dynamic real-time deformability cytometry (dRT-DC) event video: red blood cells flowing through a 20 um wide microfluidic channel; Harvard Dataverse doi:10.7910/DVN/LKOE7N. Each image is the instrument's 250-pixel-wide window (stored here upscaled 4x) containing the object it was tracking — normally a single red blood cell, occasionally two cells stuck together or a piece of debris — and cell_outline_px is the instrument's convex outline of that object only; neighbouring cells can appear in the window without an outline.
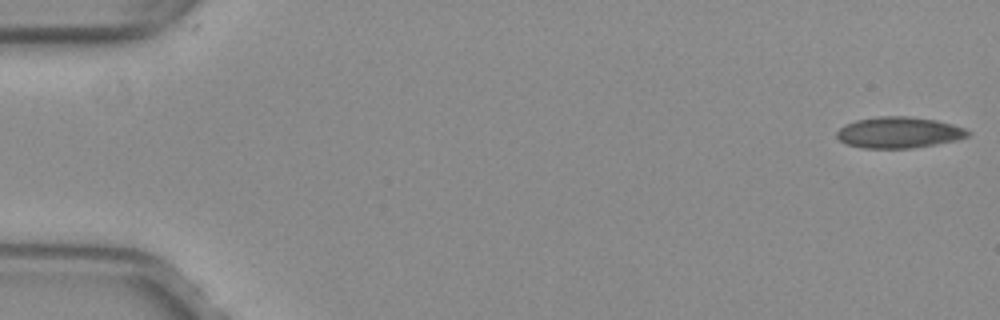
{"species": "common noctule bat (a hibernating species)", "species_latin": "Nyctalus noctula", "temperature_condition": "warm", "stored_images_in_passage": 51, "camera_frame_rate_fps": 3000, "um_per_image_px": 0.085, "animal": {"sex": "female", "body_mass_g": 29.2, "forearm_length_mm": 56.3}, "frame": {"image": 1, "passage_image": 1, "time_ms": 0.0, "image_size_px": [1000, 320], "cell_outline_px": [[972, 132], [968, 136], [956, 140], [936, 144], [912, 148], [864, 148], [848, 144], [840, 140], [836, 136], [836, 132], [844, 124], [856, 120], [880, 116], [908, 116], [936, 120], [952, 124], [964, 128]], "centroid_in_image_um": [76.41, 11.26], "position_along_channel_um": 8.6, "area_um2": 23.76}}
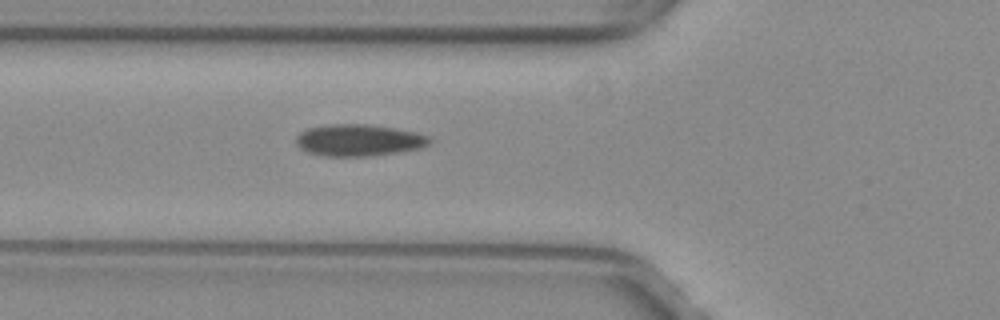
{"frame": {"image": 2, "passage_image": 19, "time_ms": 6.0, "image_size_px": [1000, 320], "cell_outline_px": [[432, 140], [428, 144], [420, 148], [400, 152], [372, 156], [320, 156], [308, 152], [300, 148], [296, 144], [296, 136], [300, 132], [308, 128], [328, 124], [368, 124], [396, 128], [416, 132], [428, 136]], "centroid_in_image_um": [30.48, 11.92], "position_along_channel_um": 95.3, "area_um2": 24.91}}
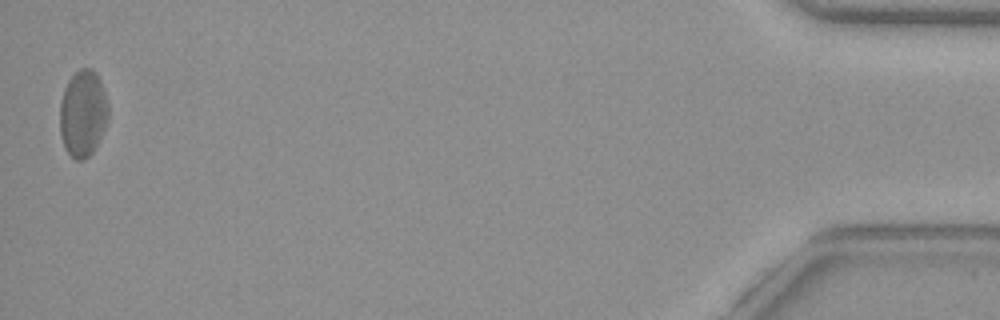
{"frame": {"image": 3, "passage_image": 51, "time_ms": 16.667, "image_size_px": [1000, 320], "cell_outline_px": [[108, 120], [92, 152], [84, 160], [76, 160], [64, 148], [60, 136], [60, 100], [64, 88], [68, 80], [80, 68], [92, 68], [96, 72], [100, 80], [108, 104]], "centroid_in_image_um": [7.03, 9.63], "position_along_channel_um": 428.2, "area_um2": 24.45}, "authors_computed_cell_mechanics": {"area_um2": 23.8714, "velocity_mm_per_s": 4.0097, "shape_relaxation_time_tau1_ms": null, "shape_relaxation_time_tau2_ms": 2.8024, "deformation_change_tau1": null, "deformation_change_tau2": 0.0809}}